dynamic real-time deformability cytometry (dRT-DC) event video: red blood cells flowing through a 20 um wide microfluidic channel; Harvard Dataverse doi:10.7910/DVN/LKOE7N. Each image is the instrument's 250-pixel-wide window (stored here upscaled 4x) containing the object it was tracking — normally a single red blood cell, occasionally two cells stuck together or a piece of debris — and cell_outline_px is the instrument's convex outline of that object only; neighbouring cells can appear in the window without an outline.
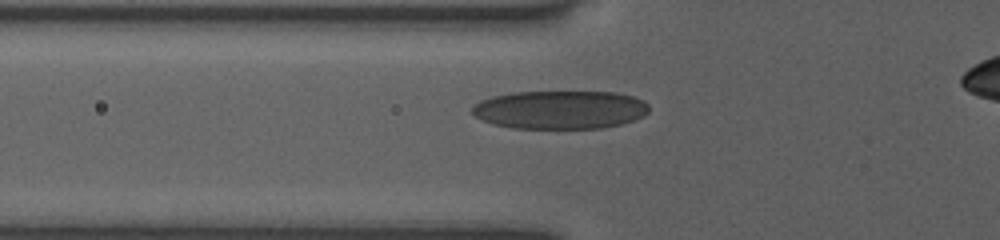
{"species": "human", "species_latin": "Homo sapiens", "temperature_condition": "room temperature", "stored_images_in_passage": 26, "camera_frame_rate_fps": 3000, "um_per_image_px": 0.085, "donor": {"sex": "female"}, "frame": {"image": 1, "passage_image": 5, "time_ms": 1.333, "image_size_px": [1000, 240], "cell_outline_px": [[648, 112], [644, 116], [620, 124], [600, 128], [512, 128], [492, 124], [476, 116], [472, 112], [472, 104], [480, 100], [492, 96], [512, 92], [616, 92], [632, 96], [644, 100], [648, 104]], "centroid_in_image_um": [47.59, 9.32], "position_along_channel_um": 78.2, "area_um2": 39.65}}
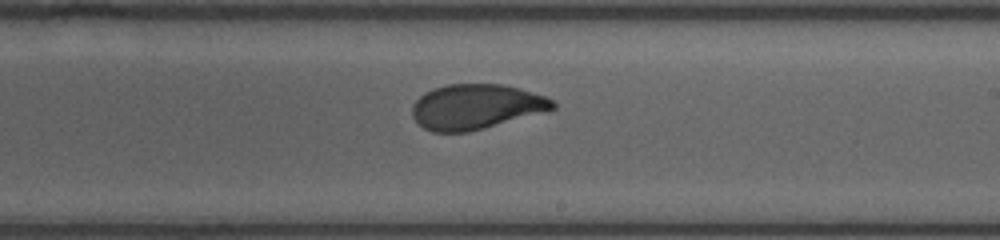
{"frame": {"image": 2, "passage_image": 14, "time_ms": 4.333, "image_size_px": [1000, 240], "cell_outline_px": [[556, 108], [484, 128], [468, 132], [432, 132], [424, 128], [412, 116], [412, 104], [424, 92], [432, 88], [448, 84], [504, 84], [520, 88], [544, 96], [552, 100], [556, 104]], "centroid_in_image_um": [40.42, 9.06], "position_along_channel_um": 248.6, "area_um2": 36.7}}
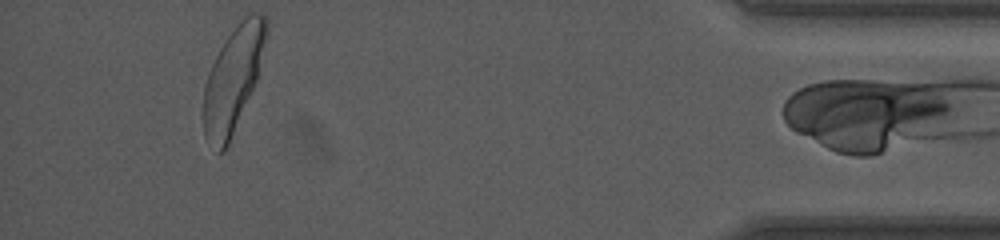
{"frame": {"image": 3, "passage_image": 25, "time_ms": 8.0, "image_size_px": [1000, 240], "cell_outline_px": [[268, 32], [256, 80], [228, 144], [224, 152], [216, 152], [208, 144], [204, 136], [204, 84], [208, 72], [220, 48], [236, 24], [248, 12], [260, 12], [268, 20]], "centroid_in_image_um": [19.81, 6.7], "position_along_channel_um": 415.4, "area_um2": 38.03}}